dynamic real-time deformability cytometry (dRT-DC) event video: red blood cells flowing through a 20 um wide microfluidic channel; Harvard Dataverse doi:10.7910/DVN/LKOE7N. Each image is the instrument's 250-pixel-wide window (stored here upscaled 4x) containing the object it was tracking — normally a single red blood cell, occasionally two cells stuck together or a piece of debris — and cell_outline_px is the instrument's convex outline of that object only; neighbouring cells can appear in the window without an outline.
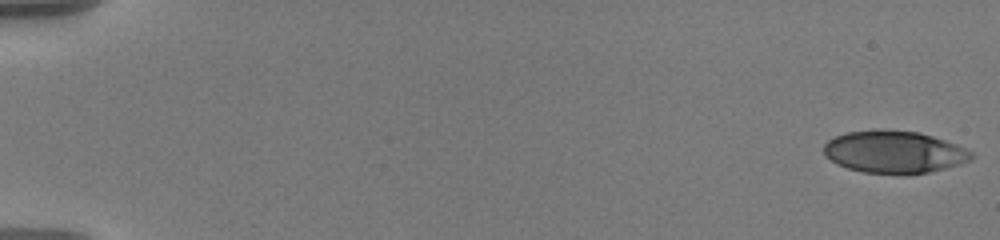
{"species": "human", "species_latin": "Homo sapiens", "temperature_condition": "warm", "stored_images_in_passage": 49, "camera_frame_rate_fps": 3000, "um_per_image_px": 0.085, "donor": {"sex": "male"}, "frame": {"image": 1, "passage_image": 1, "time_ms": 0.0, "image_size_px": [1000, 240], "cell_outline_px": [[976, 156], [972, 160], [944, 168], [928, 172], [864, 172], [848, 168], [836, 164], [824, 152], [824, 144], [828, 140], [836, 136], [848, 132], [876, 128], [880, 128], [920, 132], [956, 144], [972, 152]], "centroid_in_image_um": [76.01, 12.87], "position_along_channel_um": 9.0, "area_um2": 35.95}}
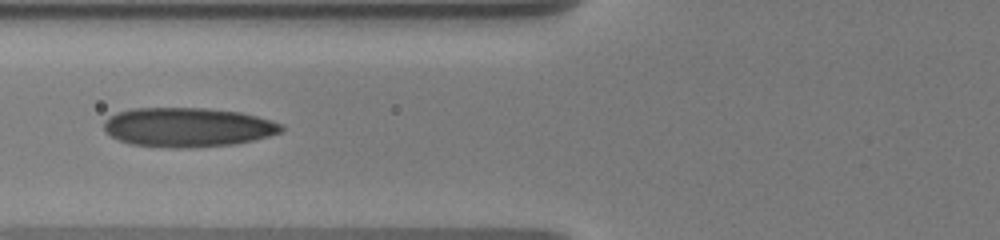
{"frame": {"image": 2, "passage_image": 43, "time_ms": 7.667, "image_size_px": [1000, 240], "cell_outline_px": [[284, 128], [280, 132], [268, 136], [236, 144], [192, 148], [172, 148], [132, 144], [120, 140], [112, 136], [104, 128], [104, 120], [108, 116], [116, 112], [132, 108], [208, 108], [240, 112], [272, 120], [284, 124]], "centroid_in_image_um": [15.97, 10.81], "position_along_channel_um": 109.8, "area_um2": 40.81}}
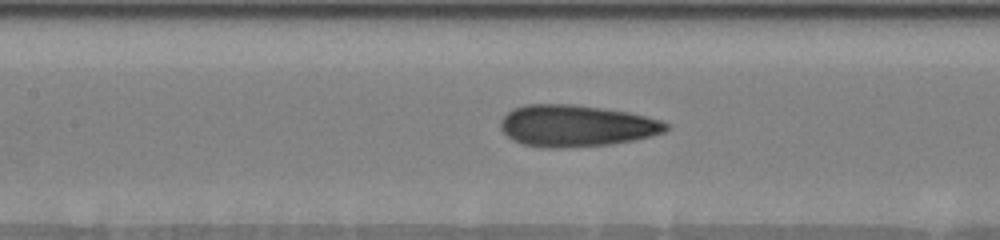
{"frame": {"image": 3, "passage_image": 49, "time_ms": 9.0, "image_size_px": [1000, 240], "cell_outline_px": [[668, 128], [664, 132], [652, 136], [612, 144], [564, 148], [544, 148], [524, 144], [512, 140], [500, 128], [500, 120], [512, 108], [524, 104], [572, 104], [628, 112], [660, 120], [668, 124]], "centroid_in_image_um": [48.94, 10.69], "position_along_channel_um": 158.5, "area_um2": 40.17}}